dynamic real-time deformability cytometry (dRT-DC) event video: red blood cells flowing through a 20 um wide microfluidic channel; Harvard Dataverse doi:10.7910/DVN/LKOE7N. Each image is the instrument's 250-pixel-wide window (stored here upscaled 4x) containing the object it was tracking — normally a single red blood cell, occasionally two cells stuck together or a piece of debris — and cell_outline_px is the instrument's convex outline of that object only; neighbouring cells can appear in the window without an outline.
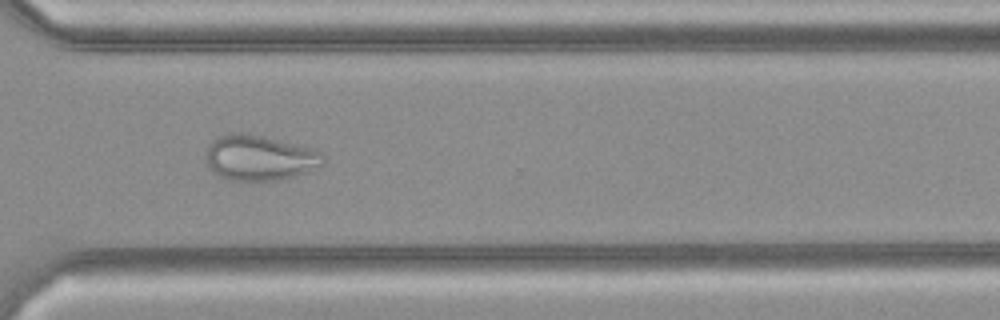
{"species": "common noctule bat (a hibernating species)", "species_latin": "Nyctalus noctula", "temperature_condition": "cold", "stored_images_in_passage": 37, "camera_frame_rate_fps": 3000, "um_per_image_px": 0.085, "animal": {"sex": "female", "body_mass_g": 21.9}, "frame": {"image": 1, "passage_image": 27, "time_ms": 8.667, "image_size_px": [1000, 320], "cell_outline_px": [[324, 164], [304, 172], [280, 180], [232, 180], [220, 176], [212, 172], [208, 168], [208, 144], [212, 140], [228, 132], [244, 132], [264, 136], [316, 148], [324, 152]], "centroid_in_image_um": [22.09, 13.38], "position_along_channel_um": 348.5, "area_um2": 31.15}}